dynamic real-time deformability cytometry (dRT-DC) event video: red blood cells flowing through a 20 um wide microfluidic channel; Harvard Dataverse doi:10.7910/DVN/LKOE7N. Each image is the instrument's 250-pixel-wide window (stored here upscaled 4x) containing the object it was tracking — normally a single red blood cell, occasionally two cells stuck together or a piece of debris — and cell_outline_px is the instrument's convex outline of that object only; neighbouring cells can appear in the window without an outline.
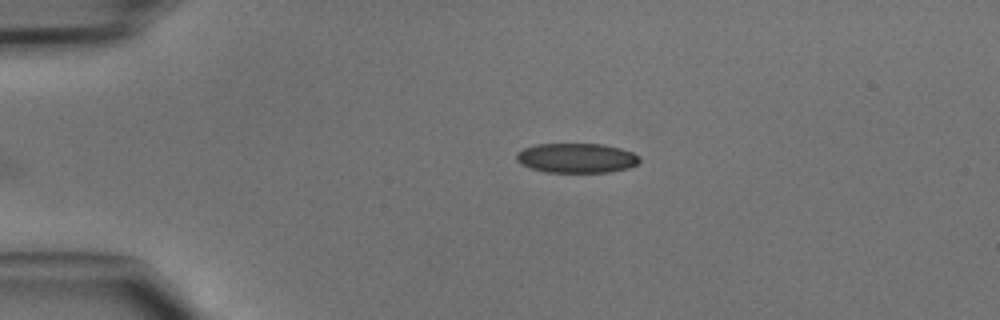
{"species": "common noctule bat (a hibernating species)", "species_latin": "Nyctalus noctula", "temperature_condition": "cold", "stored_images_in_passage": 37, "camera_frame_rate_fps": 3000, "um_per_image_px": 0.085, "animal": {"sex": "male", "body_mass_g": 15.6}, "frame": {"image": 1, "passage_image": 1, "time_ms": 0.0, "image_size_px": [1000, 320], "cell_outline_px": [[640, 160], [636, 164], [628, 168], [608, 172], [548, 172], [532, 168], [520, 164], [516, 160], [516, 152], [524, 148], [536, 144], [600, 144], [620, 148], [632, 152], [640, 156]], "centroid_in_image_um": [48.99, 13.43], "position_along_channel_um": 36.0, "area_um2": 21.21}}
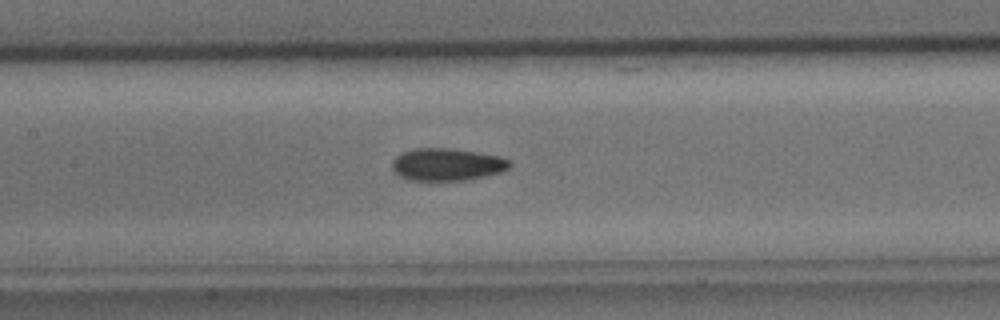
{"frame": {"image": 2, "passage_image": 13, "time_ms": 4.0, "image_size_px": [1000, 320], "cell_outline_px": [[512, 164], [508, 168], [500, 172], [484, 176], [464, 180], [408, 180], [400, 176], [392, 168], [392, 160], [396, 156], [404, 152], [416, 148], [452, 148], [480, 152], [500, 156], [512, 160]], "centroid_in_image_um": [38.02, 13.97], "position_along_channel_um": 169.4, "area_um2": 22.25}}
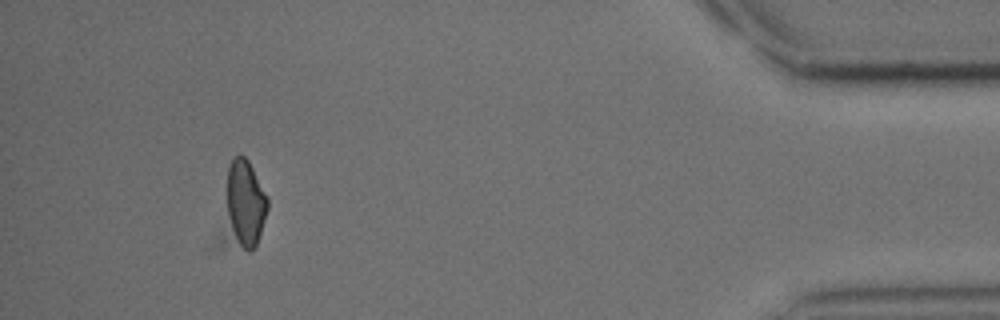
{"frame": {"image": 3, "passage_image": 34, "time_ms": 11.0, "image_size_px": [1000, 320], "cell_outline_px": [[268, 208], [256, 244], [248, 252], [212, 248], [228, 168], [232, 160], [236, 156], [244, 156], [248, 160], [268, 196]], "centroid_in_image_um": [20.47, 17.72], "position_along_channel_um": 414.7, "area_um2": 26.3}}